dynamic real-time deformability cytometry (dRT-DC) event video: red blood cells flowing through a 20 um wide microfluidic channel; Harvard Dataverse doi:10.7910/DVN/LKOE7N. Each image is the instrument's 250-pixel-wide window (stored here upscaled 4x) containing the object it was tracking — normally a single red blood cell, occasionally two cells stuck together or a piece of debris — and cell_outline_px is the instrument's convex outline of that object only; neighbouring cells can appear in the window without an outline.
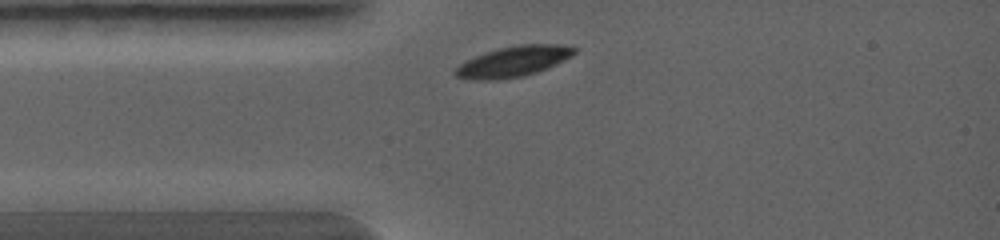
{"species": "common noctule bat (a hibernating species)", "species_latin": "Nyctalus noctula", "temperature_condition": "warm", "stored_images_in_passage": 2, "camera_frame_rate_fps": 5000, "um_per_image_px": 0.085, "animal": {"sex": "female", "body_mass_g": 19.0, "forearm_length_mm": 56.7}, "frame": {"image": 1, "passage_image": 1, "time_ms": 0.0, "image_size_px": [1000, 240], "cell_outline_px": [[576, 52], [572, 56], [548, 68], [524, 76], [496, 80], [468, 80], [456, 76], [452, 72], [464, 60], [484, 52], [500, 48], [520, 44], [564, 44], [576, 48]], "centroid_in_image_um": [43.61, 5.23], "position_along_channel_um": 41.4, "area_um2": 21.44}}
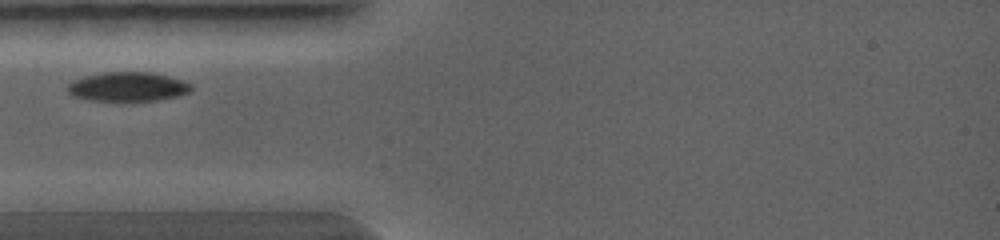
{"frame": {"image": 2, "passage_image": 2, "time_ms": 0.6, "image_size_px": [1000, 240], "cell_outline_px": [[192, 88], [188, 92], [180, 96], [156, 100], [92, 100], [76, 96], [68, 92], [68, 84], [72, 80], [84, 76], [104, 72], [152, 72], [168, 76], [192, 84]], "centroid_in_image_um": [10.87, 7.35], "position_along_channel_um": 74.1, "area_um2": 20.81}}